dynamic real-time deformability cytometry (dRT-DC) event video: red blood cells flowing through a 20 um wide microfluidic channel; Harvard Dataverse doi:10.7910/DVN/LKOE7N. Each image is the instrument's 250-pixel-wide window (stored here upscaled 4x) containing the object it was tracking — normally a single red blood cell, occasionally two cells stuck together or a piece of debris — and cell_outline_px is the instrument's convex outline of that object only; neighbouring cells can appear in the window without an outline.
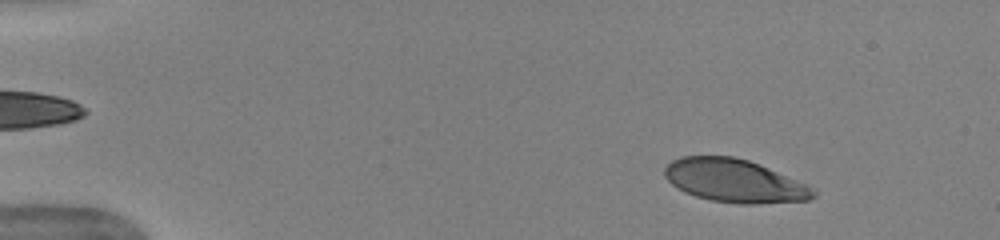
{"species": "human", "species_latin": "Homo sapiens", "temperature_condition": "warm", "stored_images_in_passage": 44, "camera_frame_rate_fps": 3000, "um_per_image_px": 0.085, "donor": {"sex": "female"}, "frame": {"image": 1, "passage_image": 6, "time_ms": 1.667, "image_size_px": [1000, 240], "cell_outline_px": [[816, 196], [808, 200], [756, 204], [740, 204], [712, 200], [696, 196], [684, 192], [676, 188], [664, 176], [664, 168], [672, 160], [680, 156], [732, 156], [748, 160], [760, 164], [808, 184], [816, 188]], "centroid_in_image_um": [62.45, 15.37], "position_along_channel_um": 22.5, "area_um2": 37.63}}
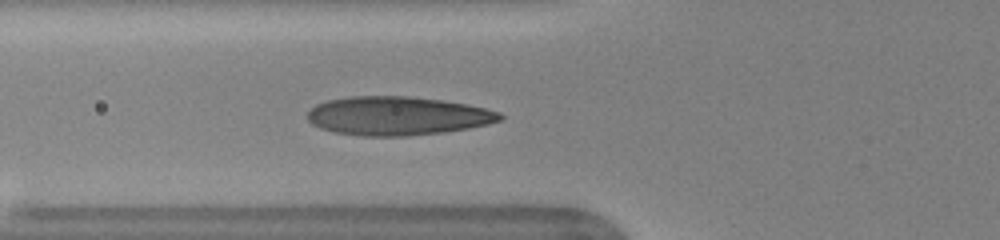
{"frame": {"image": 2, "passage_image": 19, "time_ms": 6.0, "image_size_px": [1000, 240], "cell_outline_px": [[504, 120], [488, 124], [468, 128], [444, 132], [408, 136], [364, 136], [336, 132], [320, 128], [312, 124], [308, 120], [308, 112], [316, 104], [328, 100], [352, 96], [408, 96], [440, 100], [468, 104], [500, 112], [504, 116]], "centroid_in_image_um": [33.81, 9.85], "position_along_channel_um": 92.0, "area_um2": 43.41}}
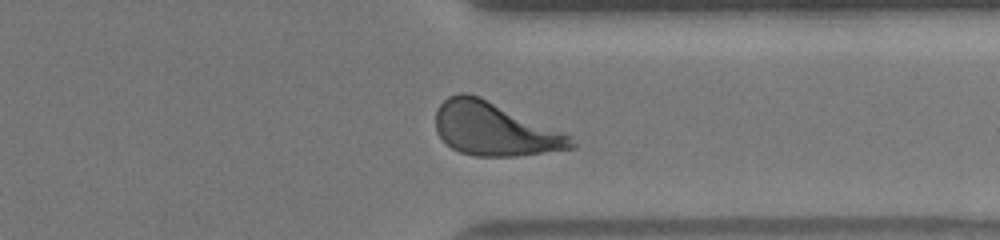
{"frame": {"image": 3, "passage_image": 40, "time_ms": 13.0, "image_size_px": [1000, 240], "cell_outline_px": [[576, 148], [516, 156], [476, 156], [460, 152], [452, 148], [436, 132], [436, 108], [448, 96], [460, 92], [468, 92], [480, 96], [564, 132], [572, 136], [576, 144]], "centroid_in_image_um": [42.04, 10.96], "position_along_channel_um": 369.4, "area_um2": 42.19}, "authors_computed_cell_mechanics": {"area_um2": 41.4137, "velocity_mm_per_s": 3.9499, "shape_relaxation_time_tau1_ms": 3.0877, "shape_relaxation_time_tau2_ms": null, "deformation_change_tau1": 0.177, "deformation_change_tau2": null}}